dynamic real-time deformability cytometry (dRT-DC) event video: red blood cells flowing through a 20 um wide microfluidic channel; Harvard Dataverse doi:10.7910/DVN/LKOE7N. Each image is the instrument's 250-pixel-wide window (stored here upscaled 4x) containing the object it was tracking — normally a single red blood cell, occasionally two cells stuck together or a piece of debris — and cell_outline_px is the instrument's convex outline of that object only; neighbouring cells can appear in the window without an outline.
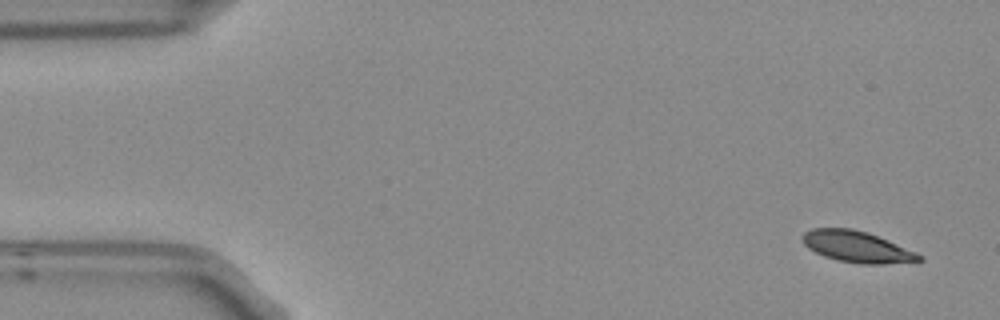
{"species": "Egyptian fruit bat (a non-hibernating species)", "species_latin": "Rousettus aegyptiacus", "temperature_condition": "room temperature", "stored_images_in_passage": 6, "camera_frame_rate_fps": 3000, "um_per_image_px": 0.085, "frame": {"image": 1, "passage_image": 1, "time_ms": 0.0, "image_size_px": [1000, 320], "cell_outline_px": [[924, 260], [884, 264], [860, 264], [840, 260], [824, 256], [808, 248], [804, 244], [804, 232], [812, 228], [852, 228], [868, 232], [888, 240], [916, 252], [924, 256]], "centroid_in_image_um": [72.87, 20.97], "position_along_channel_um": 12.1, "area_um2": 21.1}}
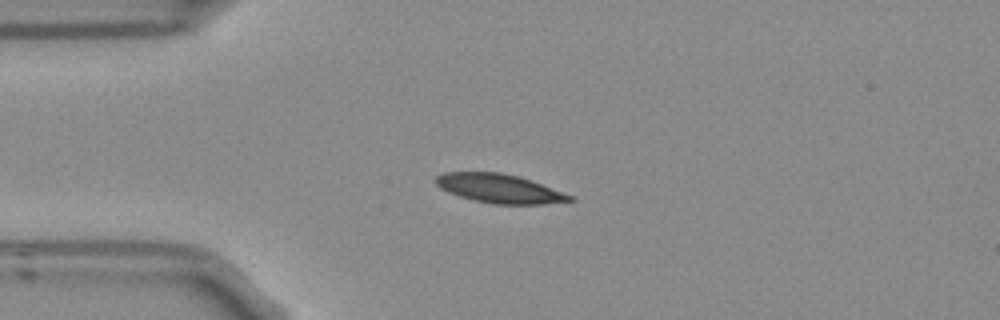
{"frame": {"image": 2, "passage_image": 4, "time_ms": 1.0, "image_size_px": [1000, 320], "cell_outline_px": [[576, 200], [544, 204], [492, 204], [472, 200], [448, 192], [440, 188], [432, 180], [436, 176], [444, 172], [500, 172], [520, 176], [532, 180], [572, 196]], "centroid_in_image_um": [42.41, 16.02], "position_along_channel_um": 42.6, "area_um2": 22.72}}
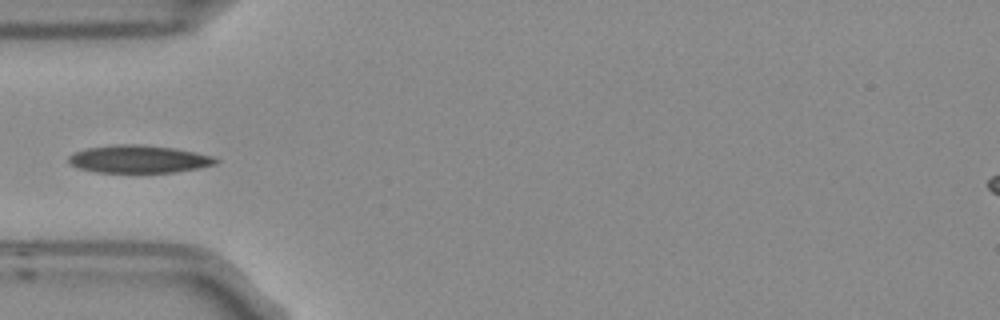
{"frame": {"image": 3, "passage_image": 5, "time_ms": 1.333, "image_size_px": [1000, 320], "cell_outline_px": [[220, 160], [216, 164], [200, 168], [176, 172], [96, 172], [80, 168], [68, 164], [68, 156], [76, 152], [88, 148], [120, 144], [140, 144], [172, 148], [196, 152], [212, 156]], "centroid_in_image_um": [11.82, 13.53], "position_along_channel_um": 73.2, "area_um2": 23.64}}